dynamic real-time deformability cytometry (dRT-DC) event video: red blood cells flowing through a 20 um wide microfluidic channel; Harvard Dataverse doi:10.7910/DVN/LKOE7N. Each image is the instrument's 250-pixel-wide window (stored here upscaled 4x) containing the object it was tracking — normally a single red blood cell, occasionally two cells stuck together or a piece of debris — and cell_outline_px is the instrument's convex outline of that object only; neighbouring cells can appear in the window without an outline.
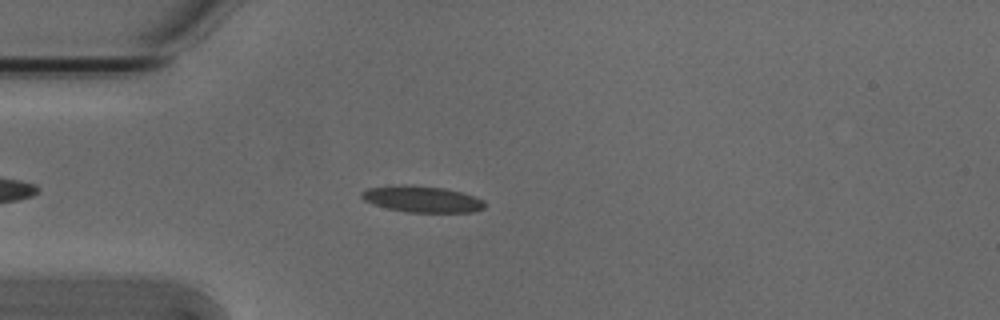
{"species": "Egyptian fruit bat (a non-hibernating species)", "species_latin": "Rousettus aegyptiacus", "temperature_condition": "cold", "stored_images_in_passage": 5, "camera_frame_rate_fps": 3000, "um_per_image_px": 0.085, "animal": {"sex": "male"}, "frame": {"image": 1, "passage_image": 5, "time_ms": 1.333, "image_size_px": [1000, 320], "cell_outline_px": [[484, 208], [472, 212], [408, 212], [388, 208], [364, 200], [360, 196], [360, 192], [368, 188], [404, 184], [408, 184], [444, 188], [460, 192], [484, 200]], "centroid_in_image_um": [35.86, 16.91], "position_along_channel_um": 49.1, "area_um2": 18.67}}